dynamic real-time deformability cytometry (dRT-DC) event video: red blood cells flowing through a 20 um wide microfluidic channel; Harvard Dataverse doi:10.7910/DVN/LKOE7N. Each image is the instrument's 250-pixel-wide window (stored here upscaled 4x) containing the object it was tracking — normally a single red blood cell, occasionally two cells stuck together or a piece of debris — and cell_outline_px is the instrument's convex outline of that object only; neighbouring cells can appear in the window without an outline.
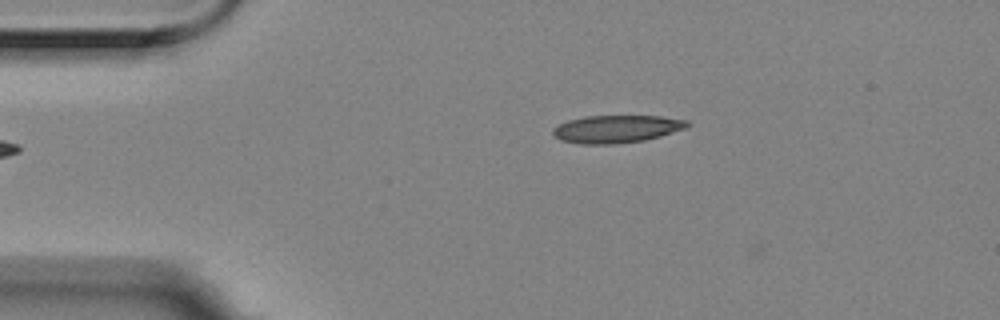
{"species": "Egyptian fruit bat (a non-hibernating species)", "species_latin": "Rousettus aegyptiacus", "temperature_condition": "room temperature", "stored_images_in_passage": 2, "camera_frame_rate_fps": 3000, "um_per_image_px": 0.085, "animal": {"sex": "female"}, "frame": {"image": 1, "passage_image": 2, "time_ms": 0.333, "image_size_px": [1000, 320], "cell_outline_px": [[692, 124], [688, 128], [660, 136], [644, 140], [616, 144], [580, 144], [560, 140], [552, 132], [552, 128], [568, 120], [584, 116], [660, 116], [688, 120]], "centroid_in_image_um": [52.44, 10.96], "position_along_channel_um": 32.6, "area_um2": 21.79}}